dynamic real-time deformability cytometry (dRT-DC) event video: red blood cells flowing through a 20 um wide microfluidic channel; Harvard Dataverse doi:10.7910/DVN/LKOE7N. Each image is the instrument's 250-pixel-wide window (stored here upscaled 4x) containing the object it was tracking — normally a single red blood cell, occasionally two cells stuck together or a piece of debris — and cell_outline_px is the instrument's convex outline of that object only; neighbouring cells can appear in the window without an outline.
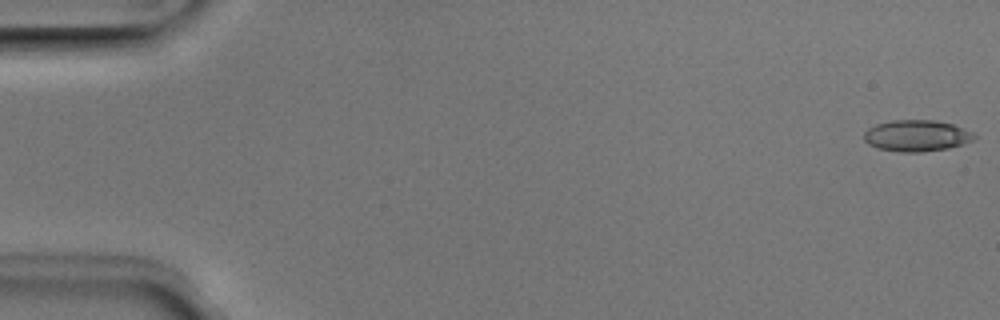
{"species": "Egyptian fruit bat (a non-hibernating species)", "species_latin": "Rousettus aegyptiacus", "temperature_condition": "room temperature", "stored_images_in_passage": 49, "camera_frame_rate_fps": 3000, "um_per_image_px": 0.085, "animal": {"sex": "male"}, "frame": {"image": 1, "passage_image": 1, "time_ms": 0.0, "image_size_px": [1000, 320], "cell_outline_px": [[976, 136], [972, 140], [964, 144], [948, 148], [920, 152], [900, 152], [876, 148], [868, 144], [864, 140], [864, 132], [868, 128], [876, 124], [892, 120], [936, 120], [952, 124], [972, 132]], "centroid_in_image_um": [77.88, 11.53], "position_along_channel_um": 7.1, "area_um2": 20.17}}
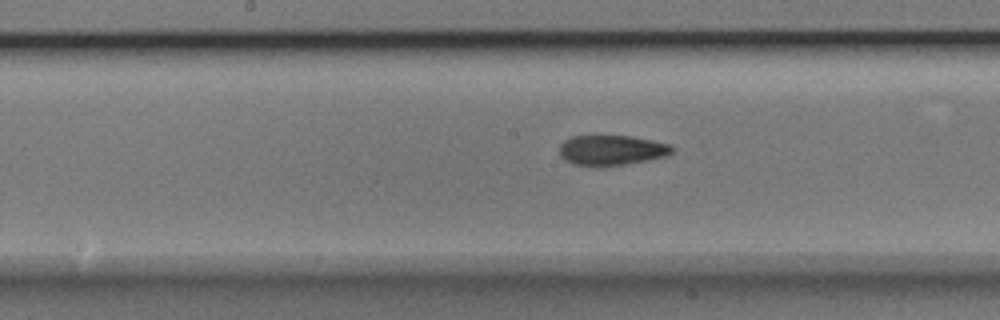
{"frame": {"image": 2, "passage_image": 26, "time_ms": 8.333, "image_size_px": [1000, 320], "cell_outline_px": [[676, 148], [668, 156], [648, 160], [600, 168], [572, 164], [564, 160], [560, 156], [560, 144], [564, 140], [572, 136], [592, 132], [632, 136], [672, 144]], "centroid_in_image_um": [51.95, 12.73], "position_along_channel_um": 196.2, "area_um2": 21.15}}
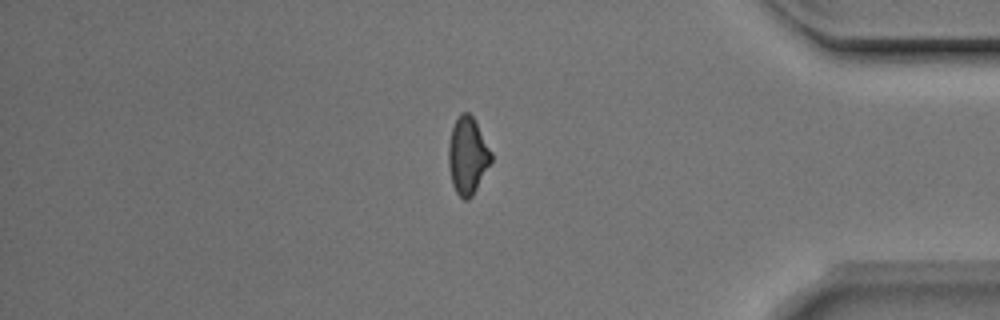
{"frame": {"image": 3, "passage_image": 43, "time_ms": 14.0, "image_size_px": [1000, 320], "cell_outline_px": [[492, 160], [472, 196], [468, 200], [464, 200], [456, 192], [452, 184], [448, 164], [448, 144], [452, 128], [460, 112], [468, 112], [472, 116], [492, 152]], "centroid_in_image_um": [39.73, 13.23], "position_along_channel_um": 395.5, "area_um2": 19.02}, "authors_computed_cell_mechanics": {"area_um2": 19.9988, "velocity_mm_per_s": 4.0151, "shape_relaxation_time_tau1_ms": 3.4432, "shape_relaxation_time_tau2_ms": 2.7474, "deformation_change_tau1": 0.1366, "deformation_change_tau2": 0.0974}}